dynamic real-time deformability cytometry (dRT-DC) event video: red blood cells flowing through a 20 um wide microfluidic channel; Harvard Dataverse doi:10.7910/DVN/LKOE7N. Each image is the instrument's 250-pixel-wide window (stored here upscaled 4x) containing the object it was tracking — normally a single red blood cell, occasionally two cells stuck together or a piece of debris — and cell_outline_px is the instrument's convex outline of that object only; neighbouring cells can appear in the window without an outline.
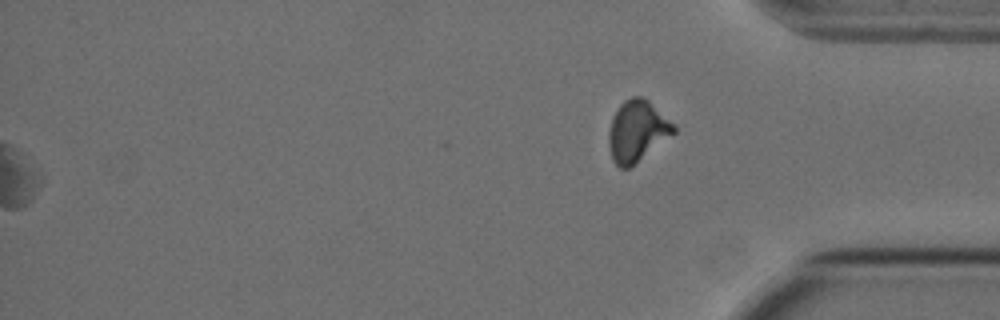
{"species": "Egyptian fruit bat (a non-hibernating species)", "species_latin": "Rousettus aegyptiacus", "temperature_condition": "cold", "stored_images_in_passage": 40, "segment_of_instrument_passage": [2, 2], "camera_frame_rate_fps": 3000, "um_per_image_px": 0.085, "animal": {"sex": "female"}, "frame": {"image": 1, "passage_image": 40, "time_ms": 13.0, "image_size_px": [1000, 320], "cell_outline_px": [[676, 132], [628, 168], [620, 168], [612, 160], [608, 144], [608, 132], [612, 116], [620, 104], [624, 100], [632, 96], [640, 96], [648, 100], [676, 124]], "centroid_in_image_um": [54.15, 11.11], "position_along_channel_um": 381.1, "area_um2": 23.18}}